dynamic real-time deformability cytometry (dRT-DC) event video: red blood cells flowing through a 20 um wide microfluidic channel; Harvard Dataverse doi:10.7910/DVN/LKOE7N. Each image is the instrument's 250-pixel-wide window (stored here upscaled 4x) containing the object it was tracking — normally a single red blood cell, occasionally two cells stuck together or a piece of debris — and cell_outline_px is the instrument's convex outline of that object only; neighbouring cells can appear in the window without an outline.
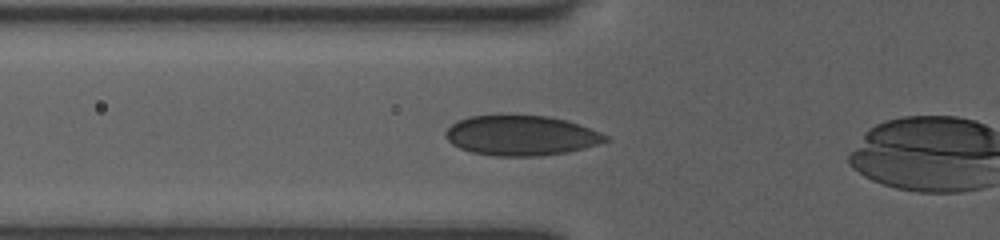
{"species": "human", "species_latin": "Homo sapiens", "temperature_condition": "room temperature", "stored_images_in_passage": 6, "camera_frame_rate_fps": 3000, "um_per_image_px": 0.085, "donor": {"sex": "female"}, "frame": {"image": 1, "passage_image": 5, "time_ms": 1.667, "image_size_px": [1000, 240], "cell_outline_px": [[608, 140], [584, 148], [568, 152], [540, 156], [492, 156], [472, 152], [460, 148], [452, 144], [444, 136], [444, 132], [456, 120], [468, 116], [548, 116], [564, 120], [600, 132], [608, 136]], "centroid_in_image_um": [44.24, 11.53], "position_along_channel_um": 81.6, "area_um2": 36.99}}